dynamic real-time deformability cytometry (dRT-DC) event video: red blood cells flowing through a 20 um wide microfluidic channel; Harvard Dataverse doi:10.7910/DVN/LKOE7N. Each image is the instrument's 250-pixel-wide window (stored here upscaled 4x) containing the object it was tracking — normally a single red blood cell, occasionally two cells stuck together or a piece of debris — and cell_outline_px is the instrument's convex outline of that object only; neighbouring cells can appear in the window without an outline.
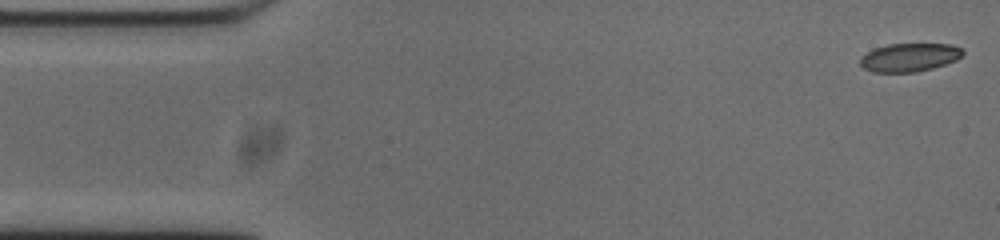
{"species": "common noctule bat (a hibernating species)", "species_latin": "Nyctalus noctula", "temperature_condition": "cold", "stored_images_in_passage": 53, "camera_frame_rate_fps": 3000, "um_per_image_px": 0.085, "animal": {"sex": "male", "body_mass_g": 20.0, "forearm_length_mm": 53.3}, "frame": {"image": 1, "passage_image": 1, "time_ms": 0.0, "image_size_px": [1000, 240], "cell_outline_px": [[964, 56], [956, 60], [932, 68], [916, 72], [872, 72], [864, 68], [860, 64], [860, 60], [868, 52], [876, 48], [888, 44], [952, 44], [960, 48], [964, 52]], "centroid_in_image_um": [77.34, 4.88], "position_along_channel_um": 7.7, "area_um2": 16.82}}
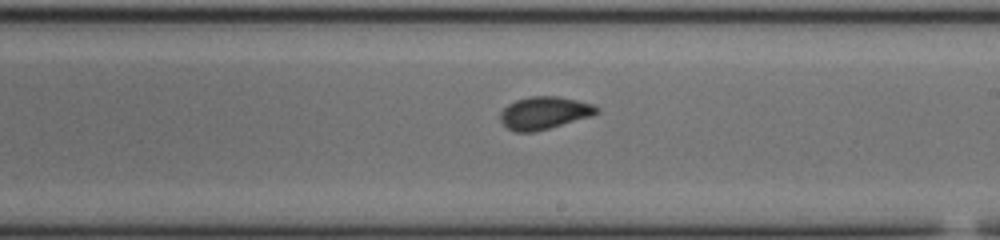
{"frame": {"image": 2, "passage_image": 29, "time_ms": 9.333, "image_size_px": [1000, 240], "cell_outline_px": [[600, 112], [592, 116], [548, 128], [532, 132], [516, 132], [508, 128], [500, 120], [500, 112], [508, 104], [516, 100], [528, 96], [560, 96], [592, 104], [600, 108]], "centroid_in_image_um": [46.27, 9.58], "position_along_channel_um": 242.7, "area_um2": 18.26}}
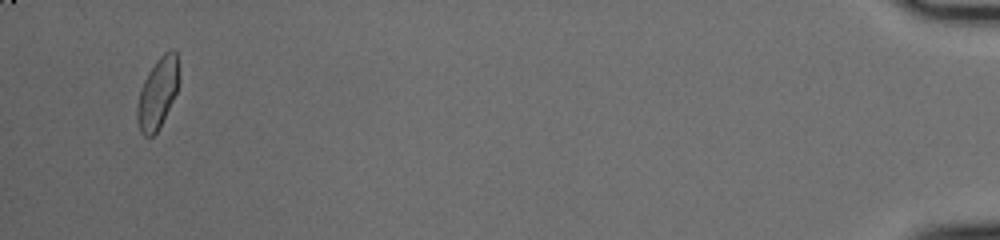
{"frame": {"image": 3, "passage_image": 51, "time_ms": 16.667, "image_size_px": [1000, 240], "cell_outline_px": [[180, 80], [176, 92], [156, 132], [152, 136], [144, 136], [140, 132], [136, 120], [136, 108], [140, 88], [148, 72], [156, 60], [164, 52], [172, 48], [176, 52]], "centroid_in_image_um": [13.38, 7.88], "position_along_channel_um": 421.8, "area_um2": 17.17}, "authors_computed_cell_mechanics": {"area_um2": 17.8602, "velocity_mm_per_s": 3.7339, "shape_relaxation_time_tau1_ms": 5.5577, "shape_relaxation_time_tau2_ms": 0.96, "deformation_change_tau1": 0.1374, "deformation_change_tau2": 0.0574}}